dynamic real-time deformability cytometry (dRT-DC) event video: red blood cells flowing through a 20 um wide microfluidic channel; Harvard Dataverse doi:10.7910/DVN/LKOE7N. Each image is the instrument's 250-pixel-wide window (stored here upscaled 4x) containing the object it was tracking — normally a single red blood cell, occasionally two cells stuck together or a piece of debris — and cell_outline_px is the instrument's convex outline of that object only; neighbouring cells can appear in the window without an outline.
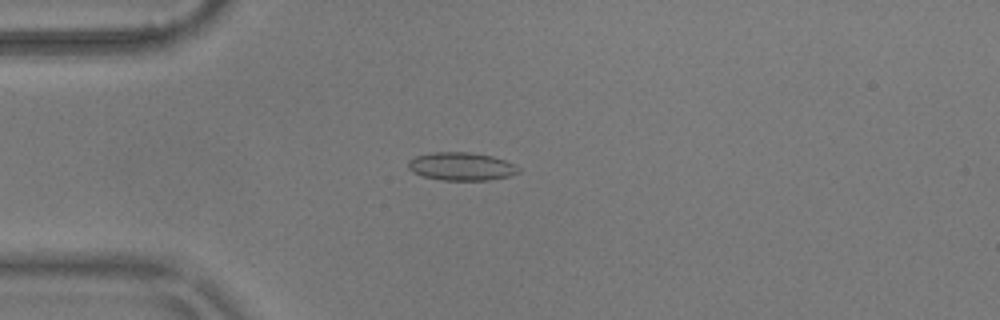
{"species": "common noctule bat (a hibernating species)", "species_latin": "Nyctalus noctula", "temperature_condition": "warm", "stored_images_in_passage": 42, "camera_frame_rate_fps": 3000, "um_per_image_px": 0.085, "animal": {"sex": "male", "body_mass_g": 17.9}, "frame": {"image": 1, "passage_image": 1, "time_ms": 0.0, "image_size_px": [1000, 320], "cell_outline_px": [[520, 172], [508, 176], [488, 180], [444, 180], [424, 176], [412, 172], [408, 168], [408, 160], [416, 156], [432, 152], [468, 152], [492, 156], [504, 160], [520, 168]], "centroid_in_image_um": [39.19, 14.14], "position_along_channel_um": 45.8, "area_um2": 17.92}}
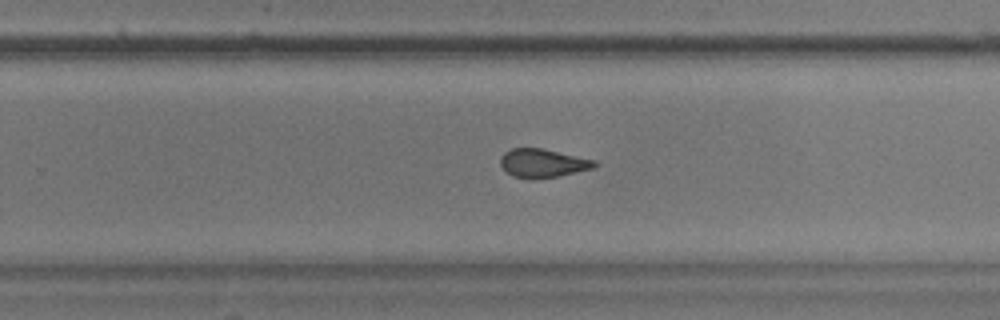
{"frame": {"image": 2, "passage_image": 22, "time_ms": 7.0, "image_size_px": [1000, 320], "cell_outline_px": [[596, 164], [592, 168], [556, 176], [532, 180], [512, 176], [500, 164], [500, 156], [504, 152], [512, 148], [540, 148], [596, 160]], "centroid_in_image_um": [46.08, 13.87], "position_along_channel_um": 283.7, "area_um2": 15.49}}
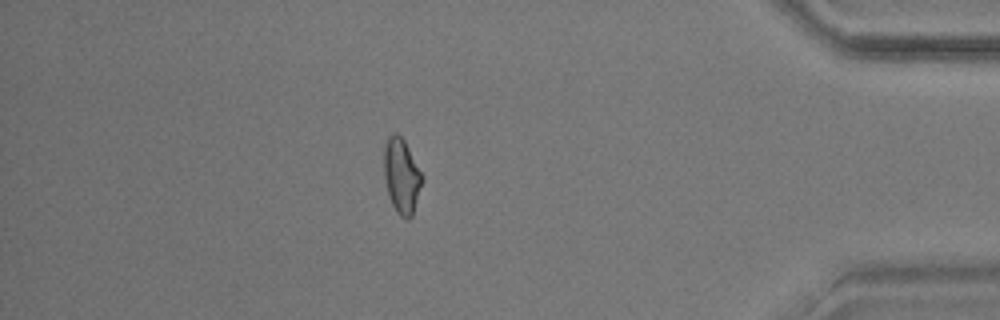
{"frame": {"image": 3, "passage_image": 35, "time_ms": 11.333, "image_size_px": [1000, 320], "cell_outline_px": [[424, 180], [412, 216], [408, 220], [400, 216], [396, 212], [392, 204], [388, 192], [384, 176], [384, 144], [388, 136], [392, 132], [396, 132], [404, 140], [424, 176]], "centroid_in_image_um": [34.15, 14.94], "position_along_channel_um": 401.1, "area_um2": 16.88}, "authors_computed_cell_mechanics": {"area_um2": 16.0684, "velocity_mm_per_s": 3.6242, "shape_relaxation_time_tau1_ms": null, "shape_relaxation_time_tau2_ms": 1.4973, "deformation_change_tau1": null, "deformation_change_tau2": 0.0829}}